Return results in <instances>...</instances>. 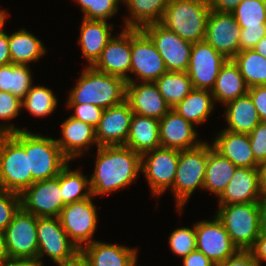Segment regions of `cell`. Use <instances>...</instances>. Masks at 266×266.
<instances>
[{
	"mask_svg": "<svg viewBox=\"0 0 266 266\" xmlns=\"http://www.w3.org/2000/svg\"><path fill=\"white\" fill-rule=\"evenodd\" d=\"M37 239V258L43 261L45 254L57 266L72 259L80 251L64 231L59 217H38Z\"/></svg>",
	"mask_w": 266,
	"mask_h": 266,
	"instance_id": "9",
	"label": "cell"
},
{
	"mask_svg": "<svg viewBox=\"0 0 266 266\" xmlns=\"http://www.w3.org/2000/svg\"><path fill=\"white\" fill-rule=\"evenodd\" d=\"M34 183L24 147L10 134H0V189L22 194Z\"/></svg>",
	"mask_w": 266,
	"mask_h": 266,
	"instance_id": "7",
	"label": "cell"
},
{
	"mask_svg": "<svg viewBox=\"0 0 266 266\" xmlns=\"http://www.w3.org/2000/svg\"><path fill=\"white\" fill-rule=\"evenodd\" d=\"M21 208L19 194L0 189V230L4 231Z\"/></svg>",
	"mask_w": 266,
	"mask_h": 266,
	"instance_id": "42",
	"label": "cell"
},
{
	"mask_svg": "<svg viewBox=\"0 0 266 266\" xmlns=\"http://www.w3.org/2000/svg\"><path fill=\"white\" fill-rule=\"evenodd\" d=\"M37 218L22 208L13 216L4 230L6 259L37 257Z\"/></svg>",
	"mask_w": 266,
	"mask_h": 266,
	"instance_id": "11",
	"label": "cell"
},
{
	"mask_svg": "<svg viewBox=\"0 0 266 266\" xmlns=\"http://www.w3.org/2000/svg\"><path fill=\"white\" fill-rule=\"evenodd\" d=\"M214 98L210 90L195 89L176 106L174 109L185 120L191 122L194 126L205 123L211 112L214 110Z\"/></svg>",
	"mask_w": 266,
	"mask_h": 266,
	"instance_id": "32",
	"label": "cell"
},
{
	"mask_svg": "<svg viewBox=\"0 0 266 266\" xmlns=\"http://www.w3.org/2000/svg\"><path fill=\"white\" fill-rule=\"evenodd\" d=\"M171 0H122L129 15L124 17V28L142 29L152 23L161 22ZM131 14V15H130Z\"/></svg>",
	"mask_w": 266,
	"mask_h": 266,
	"instance_id": "30",
	"label": "cell"
},
{
	"mask_svg": "<svg viewBox=\"0 0 266 266\" xmlns=\"http://www.w3.org/2000/svg\"><path fill=\"white\" fill-rule=\"evenodd\" d=\"M248 94L253 100L261 122H266V85L250 87Z\"/></svg>",
	"mask_w": 266,
	"mask_h": 266,
	"instance_id": "47",
	"label": "cell"
},
{
	"mask_svg": "<svg viewBox=\"0 0 266 266\" xmlns=\"http://www.w3.org/2000/svg\"><path fill=\"white\" fill-rule=\"evenodd\" d=\"M94 196L67 204L62 208L59 219L69 239L79 248L93 243L97 228V209L92 202Z\"/></svg>",
	"mask_w": 266,
	"mask_h": 266,
	"instance_id": "12",
	"label": "cell"
},
{
	"mask_svg": "<svg viewBox=\"0 0 266 266\" xmlns=\"http://www.w3.org/2000/svg\"><path fill=\"white\" fill-rule=\"evenodd\" d=\"M259 169L237 167L222 193L218 196V205L259 202Z\"/></svg>",
	"mask_w": 266,
	"mask_h": 266,
	"instance_id": "22",
	"label": "cell"
},
{
	"mask_svg": "<svg viewBox=\"0 0 266 266\" xmlns=\"http://www.w3.org/2000/svg\"><path fill=\"white\" fill-rule=\"evenodd\" d=\"M251 150L256 162H266V122H260L249 134Z\"/></svg>",
	"mask_w": 266,
	"mask_h": 266,
	"instance_id": "44",
	"label": "cell"
},
{
	"mask_svg": "<svg viewBox=\"0 0 266 266\" xmlns=\"http://www.w3.org/2000/svg\"><path fill=\"white\" fill-rule=\"evenodd\" d=\"M126 101L134 114L158 120L171 110L155 82L127 83Z\"/></svg>",
	"mask_w": 266,
	"mask_h": 266,
	"instance_id": "20",
	"label": "cell"
},
{
	"mask_svg": "<svg viewBox=\"0 0 266 266\" xmlns=\"http://www.w3.org/2000/svg\"><path fill=\"white\" fill-rule=\"evenodd\" d=\"M169 247L174 254L181 258L196 250L195 224L193 228L181 227L174 229L169 236Z\"/></svg>",
	"mask_w": 266,
	"mask_h": 266,
	"instance_id": "41",
	"label": "cell"
},
{
	"mask_svg": "<svg viewBox=\"0 0 266 266\" xmlns=\"http://www.w3.org/2000/svg\"><path fill=\"white\" fill-rule=\"evenodd\" d=\"M142 30L155 44L167 71H187L193 43L183 40L160 22L148 24Z\"/></svg>",
	"mask_w": 266,
	"mask_h": 266,
	"instance_id": "13",
	"label": "cell"
},
{
	"mask_svg": "<svg viewBox=\"0 0 266 266\" xmlns=\"http://www.w3.org/2000/svg\"><path fill=\"white\" fill-rule=\"evenodd\" d=\"M58 100L53 90L41 85H33L21 100L22 109L28 110L31 115L46 117L56 109Z\"/></svg>",
	"mask_w": 266,
	"mask_h": 266,
	"instance_id": "38",
	"label": "cell"
},
{
	"mask_svg": "<svg viewBox=\"0 0 266 266\" xmlns=\"http://www.w3.org/2000/svg\"><path fill=\"white\" fill-rule=\"evenodd\" d=\"M225 120L228 125L225 130L250 134L261 122L253 100L247 93L225 104Z\"/></svg>",
	"mask_w": 266,
	"mask_h": 266,
	"instance_id": "28",
	"label": "cell"
},
{
	"mask_svg": "<svg viewBox=\"0 0 266 266\" xmlns=\"http://www.w3.org/2000/svg\"><path fill=\"white\" fill-rule=\"evenodd\" d=\"M237 167L228 159L216 152L208 144V156L203 190L219 196L230 182Z\"/></svg>",
	"mask_w": 266,
	"mask_h": 266,
	"instance_id": "31",
	"label": "cell"
},
{
	"mask_svg": "<svg viewBox=\"0 0 266 266\" xmlns=\"http://www.w3.org/2000/svg\"><path fill=\"white\" fill-rule=\"evenodd\" d=\"M207 156V141L191 149L179 150L176 177L170 189L175 196L176 208L181 213L193 192L197 188L203 189Z\"/></svg>",
	"mask_w": 266,
	"mask_h": 266,
	"instance_id": "5",
	"label": "cell"
},
{
	"mask_svg": "<svg viewBox=\"0 0 266 266\" xmlns=\"http://www.w3.org/2000/svg\"><path fill=\"white\" fill-rule=\"evenodd\" d=\"M58 266H91L85 256L79 251L72 259Z\"/></svg>",
	"mask_w": 266,
	"mask_h": 266,
	"instance_id": "55",
	"label": "cell"
},
{
	"mask_svg": "<svg viewBox=\"0 0 266 266\" xmlns=\"http://www.w3.org/2000/svg\"><path fill=\"white\" fill-rule=\"evenodd\" d=\"M113 24L104 20H82L78 44L82 55L88 62L87 66H93L100 58L102 50L112 38Z\"/></svg>",
	"mask_w": 266,
	"mask_h": 266,
	"instance_id": "26",
	"label": "cell"
},
{
	"mask_svg": "<svg viewBox=\"0 0 266 266\" xmlns=\"http://www.w3.org/2000/svg\"><path fill=\"white\" fill-rule=\"evenodd\" d=\"M210 10L208 0H171L160 23L183 40L201 42Z\"/></svg>",
	"mask_w": 266,
	"mask_h": 266,
	"instance_id": "4",
	"label": "cell"
},
{
	"mask_svg": "<svg viewBox=\"0 0 266 266\" xmlns=\"http://www.w3.org/2000/svg\"><path fill=\"white\" fill-rule=\"evenodd\" d=\"M253 49L266 58V35L257 42Z\"/></svg>",
	"mask_w": 266,
	"mask_h": 266,
	"instance_id": "57",
	"label": "cell"
},
{
	"mask_svg": "<svg viewBox=\"0 0 266 266\" xmlns=\"http://www.w3.org/2000/svg\"><path fill=\"white\" fill-rule=\"evenodd\" d=\"M0 27V66L12 63L9 50V35Z\"/></svg>",
	"mask_w": 266,
	"mask_h": 266,
	"instance_id": "51",
	"label": "cell"
},
{
	"mask_svg": "<svg viewBox=\"0 0 266 266\" xmlns=\"http://www.w3.org/2000/svg\"><path fill=\"white\" fill-rule=\"evenodd\" d=\"M29 64H7L0 66V91L9 92L23 99L34 85Z\"/></svg>",
	"mask_w": 266,
	"mask_h": 266,
	"instance_id": "34",
	"label": "cell"
},
{
	"mask_svg": "<svg viewBox=\"0 0 266 266\" xmlns=\"http://www.w3.org/2000/svg\"><path fill=\"white\" fill-rule=\"evenodd\" d=\"M259 183L261 199H266V162L259 165Z\"/></svg>",
	"mask_w": 266,
	"mask_h": 266,
	"instance_id": "56",
	"label": "cell"
},
{
	"mask_svg": "<svg viewBox=\"0 0 266 266\" xmlns=\"http://www.w3.org/2000/svg\"><path fill=\"white\" fill-rule=\"evenodd\" d=\"M249 251L261 266L262 261H266V234H260Z\"/></svg>",
	"mask_w": 266,
	"mask_h": 266,
	"instance_id": "50",
	"label": "cell"
},
{
	"mask_svg": "<svg viewBox=\"0 0 266 266\" xmlns=\"http://www.w3.org/2000/svg\"><path fill=\"white\" fill-rule=\"evenodd\" d=\"M195 230L196 249L215 264L224 262L239 251L216 215L212 220L196 222Z\"/></svg>",
	"mask_w": 266,
	"mask_h": 266,
	"instance_id": "16",
	"label": "cell"
},
{
	"mask_svg": "<svg viewBox=\"0 0 266 266\" xmlns=\"http://www.w3.org/2000/svg\"><path fill=\"white\" fill-rule=\"evenodd\" d=\"M61 128V138H55V141L70 161L86 154L91 145L99 147L92 125L70 116L61 124Z\"/></svg>",
	"mask_w": 266,
	"mask_h": 266,
	"instance_id": "23",
	"label": "cell"
},
{
	"mask_svg": "<svg viewBox=\"0 0 266 266\" xmlns=\"http://www.w3.org/2000/svg\"><path fill=\"white\" fill-rule=\"evenodd\" d=\"M9 123V124H8ZM7 124H1L0 123V134L1 133H13L16 131H23L26 130L25 128L20 129L14 126V124H11V122H8Z\"/></svg>",
	"mask_w": 266,
	"mask_h": 266,
	"instance_id": "58",
	"label": "cell"
},
{
	"mask_svg": "<svg viewBox=\"0 0 266 266\" xmlns=\"http://www.w3.org/2000/svg\"><path fill=\"white\" fill-rule=\"evenodd\" d=\"M227 59L205 41L193 43L187 75L195 89L212 90Z\"/></svg>",
	"mask_w": 266,
	"mask_h": 266,
	"instance_id": "15",
	"label": "cell"
},
{
	"mask_svg": "<svg viewBox=\"0 0 266 266\" xmlns=\"http://www.w3.org/2000/svg\"><path fill=\"white\" fill-rule=\"evenodd\" d=\"M95 170L89 178L92 195H109L129 186L141 171V155L124 145L97 147Z\"/></svg>",
	"mask_w": 266,
	"mask_h": 266,
	"instance_id": "1",
	"label": "cell"
},
{
	"mask_svg": "<svg viewBox=\"0 0 266 266\" xmlns=\"http://www.w3.org/2000/svg\"><path fill=\"white\" fill-rule=\"evenodd\" d=\"M21 99L9 92L0 91V119L12 120L20 114Z\"/></svg>",
	"mask_w": 266,
	"mask_h": 266,
	"instance_id": "45",
	"label": "cell"
},
{
	"mask_svg": "<svg viewBox=\"0 0 266 266\" xmlns=\"http://www.w3.org/2000/svg\"><path fill=\"white\" fill-rule=\"evenodd\" d=\"M86 67L70 91L67 104L89 103L107 109L126 100L127 82L123 78Z\"/></svg>",
	"mask_w": 266,
	"mask_h": 266,
	"instance_id": "2",
	"label": "cell"
},
{
	"mask_svg": "<svg viewBox=\"0 0 266 266\" xmlns=\"http://www.w3.org/2000/svg\"><path fill=\"white\" fill-rule=\"evenodd\" d=\"M131 266H138L137 265V259L134 261V263ZM140 266V265H139Z\"/></svg>",
	"mask_w": 266,
	"mask_h": 266,
	"instance_id": "62",
	"label": "cell"
},
{
	"mask_svg": "<svg viewBox=\"0 0 266 266\" xmlns=\"http://www.w3.org/2000/svg\"><path fill=\"white\" fill-rule=\"evenodd\" d=\"M83 11V18L88 20L111 19L119 10L122 0H75Z\"/></svg>",
	"mask_w": 266,
	"mask_h": 266,
	"instance_id": "40",
	"label": "cell"
},
{
	"mask_svg": "<svg viewBox=\"0 0 266 266\" xmlns=\"http://www.w3.org/2000/svg\"><path fill=\"white\" fill-rule=\"evenodd\" d=\"M0 266H7V259L4 262H0Z\"/></svg>",
	"mask_w": 266,
	"mask_h": 266,
	"instance_id": "61",
	"label": "cell"
},
{
	"mask_svg": "<svg viewBox=\"0 0 266 266\" xmlns=\"http://www.w3.org/2000/svg\"><path fill=\"white\" fill-rule=\"evenodd\" d=\"M183 266H215L216 264L211 261L204 253L197 249L190 252L187 256L182 258Z\"/></svg>",
	"mask_w": 266,
	"mask_h": 266,
	"instance_id": "49",
	"label": "cell"
},
{
	"mask_svg": "<svg viewBox=\"0 0 266 266\" xmlns=\"http://www.w3.org/2000/svg\"><path fill=\"white\" fill-rule=\"evenodd\" d=\"M8 16L7 12L5 10L0 9V27L5 24L6 17Z\"/></svg>",
	"mask_w": 266,
	"mask_h": 266,
	"instance_id": "60",
	"label": "cell"
},
{
	"mask_svg": "<svg viewBox=\"0 0 266 266\" xmlns=\"http://www.w3.org/2000/svg\"><path fill=\"white\" fill-rule=\"evenodd\" d=\"M130 104L123 103L104 109L96 130L97 145H125L133 116Z\"/></svg>",
	"mask_w": 266,
	"mask_h": 266,
	"instance_id": "19",
	"label": "cell"
},
{
	"mask_svg": "<svg viewBox=\"0 0 266 266\" xmlns=\"http://www.w3.org/2000/svg\"><path fill=\"white\" fill-rule=\"evenodd\" d=\"M137 248L95 240L80 249L91 266H131L137 259Z\"/></svg>",
	"mask_w": 266,
	"mask_h": 266,
	"instance_id": "25",
	"label": "cell"
},
{
	"mask_svg": "<svg viewBox=\"0 0 266 266\" xmlns=\"http://www.w3.org/2000/svg\"><path fill=\"white\" fill-rule=\"evenodd\" d=\"M60 188L65 205L92 196L88 176L84 175L79 169L70 170L69 164L60 172Z\"/></svg>",
	"mask_w": 266,
	"mask_h": 266,
	"instance_id": "37",
	"label": "cell"
},
{
	"mask_svg": "<svg viewBox=\"0 0 266 266\" xmlns=\"http://www.w3.org/2000/svg\"><path fill=\"white\" fill-rule=\"evenodd\" d=\"M211 92L214 101L222 103L223 106L248 93V87L238 65L233 59H227V61L221 66Z\"/></svg>",
	"mask_w": 266,
	"mask_h": 266,
	"instance_id": "27",
	"label": "cell"
},
{
	"mask_svg": "<svg viewBox=\"0 0 266 266\" xmlns=\"http://www.w3.org/2000/svg\"><path fill=\"white\" fill-rule=\"evenodd\" d=\"M68 108L74 109L72 117L79 119L87 124L97 127L102 118L104 109L93 104H67Z\"/></svg>",
	"mask_w": 266,
	"mask_h": 266,
	"instance_id": "43",
	"label": "cell"
},
{
	"mask_svg": "<svg viewBox=\"0 0 266 266\" xmlns=\"http://www.w3.org/2000/svg\"><path fill=\"white\" fill-rule=\"evenodd\" d=\"M259 230L260 234H266V199L259 201Z\"/></svg>",
	"mask_w": 266,
	"mask_h": 266,
	"instance_id": "54",
	"label": "cell"
},
{
	"mask_svg": "<svg viewBox=\"0 0 266 266\" xmlns=\"http://www.w3.org/2000/svg\"><path fill=\"white\" fill-rule=\"evenodd\" d=\"M215 266H259L250 251L239 250L235 255Z\"/></svg>",
	"mask_w": 266,
	"mask_h": 266,
	"instance_id": "48",
	"label": "cell"
},
{
	"mask_svg": "<svg viewBox=\"0 0 266 266\" xmlns=\"http://www.w3.org/2000/svg\"><path fill=\"white\" fill-rule=\"evenodd\" d=\"M7 266H44L39 258H13L7 259Z\"/></svg>",
	"mask_w": 266,
	"mask_h": 266,
	"instance_id": "53",
	"label": "cell"
},
{
	"mask_svg": "<svg viewBox=\"0 0 266 266\" xmlns=\"http://www.w3.org/2000/svg\"><path fill=\"white\" fill-rule=\"evenodd\" d=\"M155 84L171 109L181 102L193 89L187 72L167 71Z\"/></svg>",
	"mask_w": 266,
	"mask_h": 266,
	"instance_id": "35",
	"label": "cell"
},
{
	"mask_svg": "<svg viewBox=\"0 0 266 266\" xmlns=\"http://www.w3.org/2000/svg\"><path fill=\"white\" fill-rule=\"evenodd\" d=\"M243 0H208L211 10L231 13Z\"/></svg>",
	"mask_w": 266,
	"mask_h": 266,
	"instance_id": "52",
	"label": "cell"
},
{
	"mask_svg": "<svg viewBox=\"0 0 266 266\" xmlns=\"http://www.w3.org/2000/svg\"><path fill=\"white\" fill-rule=\"evenodd\" d=\"M241 27L232 13L210 10L204 41L213 46L226 59L239 52Z\"/></svg>",
	"mask_w": 266,
	"mask_h": 266,
	"instance_id": "17",
	"label": "cell"
},
{
	"mask_svg": "<svg viewBox=\"0 0 266 266\" xmlns=\"http://www.w3.org/2000/svg\"><path fill=\"white\" fill-rule=\"evenodd\" d=\"M167 72L164 60L151 38L142 29H131L130 82H155Z\"/></svg>",
	"mask_w": 266,
	"mask_h": 266,
	"instance_id": "8",
	"label": "cell"
},
{
	"mask_svg": "<svg viewBox=\"0 0 266 266\" xmlns=\"http://www.w3.org/2000/svg\"><path fill=\"white\" fill-rule=\"evenodd\" d=\"M140 155L160 148L159 120L133 114L125 145Z\"/></svg>",
	"mask_w": 266,
	"mask_h": 266,
	"instance_id": "29",
	"label": "cell"
},
{
	"mask_svg": "<svg viewBox=\"0 0 266 266\" xmlns=\"http://www.w3.org/2000/svg\"><path fill=\"white\" fill-rule=\"evenodd\" d=\"M248 88L266 85V58L254 49L238 52L233 58Z\"/></svg>",
	"mask_w": 266,
	"mask_h": 266,
	"instance_id": "36",
	"label": "cell"
},
{
	"mask_svg": "<svg viewBox=\"0 0 266 266\" xmlns=\"http://www.w3.org/2000/svg\"><path fill=\"white\" fill-rule=\"evenodd\" d=\"M178 158L179 150L162 147L141 155V173L153 196L159 197L173 186Z\"/></svg>",
	"mask_w": 266,
	"mask_h": 266,
	"instance_id": "10",
	"label": "cell"
},
{
	"mask_svg": "<svg viewBox=\"0 0 266 266\" xmlns=\"http://www.w3.org/2000/svg\"><path fill=\"white\" fill-rule=\"evenodd\" d=\"M93 67L130 82L127 73H130L131 67V28H124L117 37L112 36Z\"/></svg>",
	"mask_w": 266,
	"mask_h": 266,
	"instance_id": "18",
	"label": "cell"
},
{
	"mask_svg": "<svg viewBox=\"0 0 266 266\" xmlns=\"http://www.w3.org/2000/svg\"><path fill=\"white\" fill-rule=\"evenodd\" d=\"M60 173L57 177L34 182L21 197V208L37 217H59L65 206L61 196Z\"/></svg>",
	"mask_w": 266,
	"mask_h": 266,
	"instance_id": "14",
	"label": "cell"
},
{
	"mask_svg": "<svg viewBox=\"0 0 266 266\" xmlns=\"http://www.w3.org/2000/svg\"><path fill=\"white\" fill-rule=\"evenodd\" d=\"M10 134L24 147L34 182L57 177L70 162L52 137L28 129Z\"/></svg>",
	"mask_w": 266,
	"mask_h": 266,
	"instance_id": "3",
	"label": "cell"
},
{
	"mask_svg": "<svg viewBox=\"0 0 266 266\" xmlns=\"http://www.w3.org/2000/svg\"><path fill=\"white\" fill-rule=\"evenodd\" d=\"M9 50L13 64L28 65L46 54L44 43L25 28L9 35Z\"/></svg>",
	"mask_w": 266,
	"mask_h": 266,
	"instance_id": "33",
	"label": "cell"
},
{
	"mask_svg": "<svg viewBox=\"0 0 266 266\" xmlns=\"http://www.w3.org/2000/svg\"><path fill=\"white\" fill-rule=\"evenodd\" d=\"M214 139L211 144L212 148L221 156L228 158L236 167H259L251 150L248 134L223 129Z\"/></svg>",
	"mask_w": 266,
	"mask_h": 266,
	"instance_id": "24",
	"label": "cell"
},
{
	"mask_svg": "<svg viewBox=\"0 0 266 266\" xmlns=\"http://www.w3.org/2000/svg\"><path fill=\"white\" fill-rule=\"evenodd\" d=\"M217 218L232 242L241 251H249L260 235L259 202L218 205Z\"/></svg>",
	"mask_w": 266,
	"mask_h": 266,
	"instance_id": "6",
	"label": "cell"
},
{
	"mask_svg": "<svg viewBox=\"0 0 266 266\" xmlns=\"http://www.w3.org/2000/svg\"><path fill=\"white\" fill-rule=\"evenodd\" d=\"M266 35V27H245L241 28L239 40V52L246 49H253L257 42Z\"/></svg>",
	"mask_w": 266,
	"mask_h": 266,
	"instance_id": "46",
	"label": "cell"
},
{
	"mask_svg": "<svg viewBox=\"0 0 266 266\" xmlns=\"http://www.w3.org/2000/svg\"><path fill=\"white\" fill-rule=\"evenodd\" d=\"M6 260L4 231L0 230V262Z\"/></svg>",
	"mask_w": 266,
	"mask_h": 266,
	"instance_id": "59",
	"label": "cell"
},
{
	"mask_svg": "<svg viewBox=\"0 0 266 266\" xmlns=\"http://www.w3.org/2000/svg\"><path fill=\"white\" fill-rule=\"evenodd\" d=\"M231 13L241 28L266 27V0H243Z\"/></svg>",
	"mask_w": 266,
	"mask_h": 266,
	"instance_id": "39",
	"label": "cell"
},
{
	"mask_svg": "<svg viewBox=\"0 0 266 266\" xmlns=\"http://www.w3.org/2000/svg\"><path fill=\"white\" fill-rule=\"evenodd\" d=\"M198 131L194 125L185 120L174 109H171L159 120V139L162 148L185 150L197 147Z\"/></svg>",
	"mask_w": 266,
	"mask_h": 266,
	"instance_id": "21",
	"label": "cell"
}]
</instances>
